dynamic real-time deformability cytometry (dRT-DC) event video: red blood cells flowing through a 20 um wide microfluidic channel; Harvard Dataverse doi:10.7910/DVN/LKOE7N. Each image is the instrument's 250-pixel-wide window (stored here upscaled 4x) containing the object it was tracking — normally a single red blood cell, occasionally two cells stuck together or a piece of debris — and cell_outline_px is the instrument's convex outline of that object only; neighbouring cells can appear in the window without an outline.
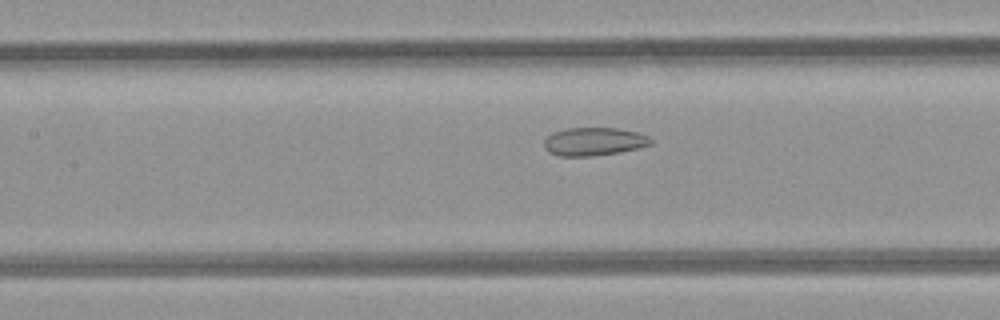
{"species": "common noctule bat (a hibernating species)", "species_latin": "Nyctalus noctula", "temperature_condition": "room temperature", "stored_images_in_passage": 36, "camera_frame_rate_fps": 3000, "um_per_image_px": 0.085, "animal": {"sex": "female", "body_mass_g": 21.9}, "frame": {"image": 1, "passage_image": 18, "time_ms": 5.667, "image_size_px": [1000, 320], "cell_outline_px": [[652, 144], [620, 152], [592, 156], [560, 156], [548, 152], [544, 148], [544, 140], [552, 132], [568, 128], [616, 128], [636, 132], [648, 136], [652, 140]], "centroid_in_image_um": [50.45, 12.03], "position_along_channel_um": 156.9, "area_um2": 17.46}}
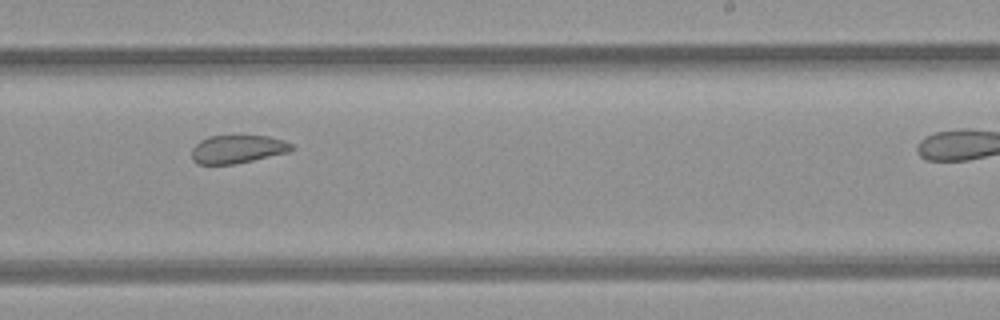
{"frame": {"image": 2, "passage_image": 26, "time_ms": 8.333, "image_size_px": [1000, 320], "cell_outline_px": [[296, 148], [288, 152], [252, 160], [232, 164], [196, 164], [192, 160], [192, 148], [200, 140], [208, 136], [268, 136], [284, 140], [292, 144]], "centroid_in_image_um": [20.18, 12.67], "position_along_channel_um": 268.8, "area_um2": 16.36}}
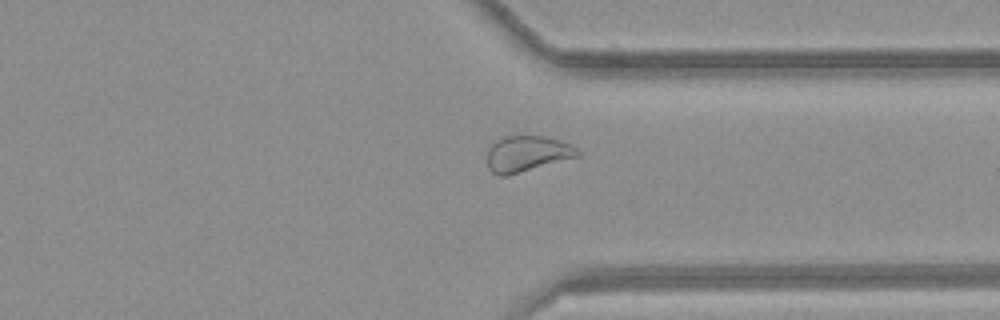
{"frame": {"image": 3, "passage_image": 33, "time_ms": 10.667, "image_size_px": [1000, 320], "cell_outline_px": [[580, 156], [508, 176], [500, 176], [492, 172], [488, 168], [488, 148], [496, 140], [504, 136], [544, 136], [560, 140], [572, 144], [580, 152]], "centroid_in_image_um": [44.81, 13.07], "position_along_channel_um": 366.6, "area_um2": 19.07}}